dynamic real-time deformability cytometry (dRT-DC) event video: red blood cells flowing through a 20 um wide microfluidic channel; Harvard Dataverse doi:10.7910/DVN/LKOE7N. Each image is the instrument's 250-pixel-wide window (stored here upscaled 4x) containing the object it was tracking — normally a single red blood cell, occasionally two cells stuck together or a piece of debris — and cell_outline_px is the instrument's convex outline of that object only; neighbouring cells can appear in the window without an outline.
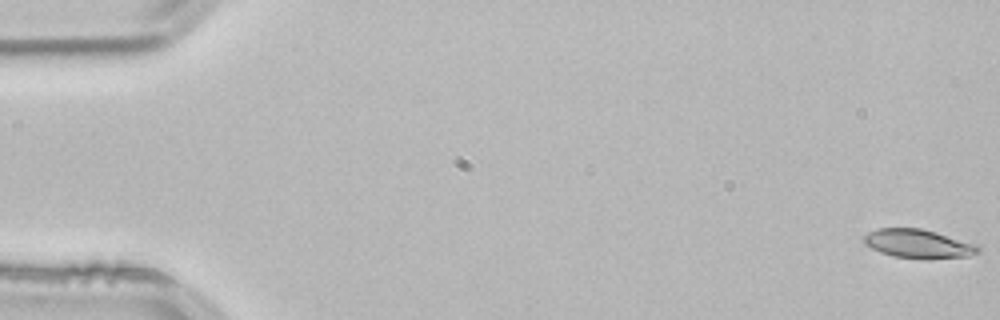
{"species": "common noctule bat (a hibernating species)", "species_latin": "Nyctalus noctula", "temperature_condition": "room temperature", "stored_images_in_passage": 54, "camera_frame_rate_fps": 3000, "um_per_image_px": 0.085, "animal": {"sex": "male", "body_mass_g": 21.5, "forearm_length_mm": 52.0}, "frame": {"image": 1, "passage_image": 1, "time_ms": 0.0, "image_size_px": [1000, 320], "cell_outline_px": [[980, 252], [968, 256], [892, 256], [880, 252], [864, 244], [864, 236], [868, 232], [876, 228], [920, 228], [936, 232], [980, 244]], "centroid_in_image_um": [78.05, 20.66], "position_along_channel_um": 7.0, "area_um2": 18.5}}
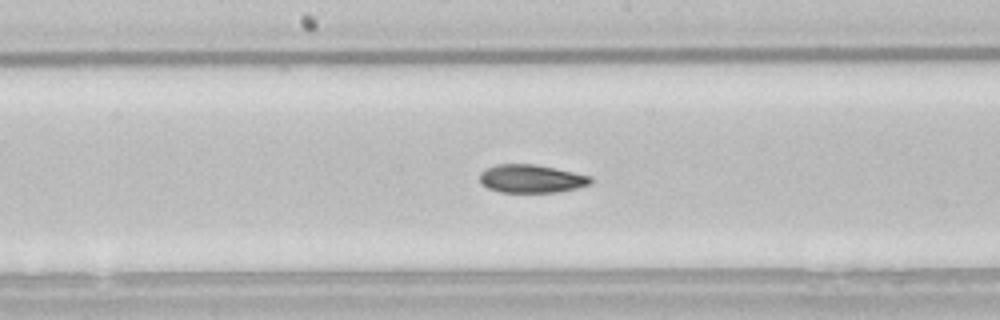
{"frame": {"image": 2, "passage_image": 28, "time_ms": 9.0, "image_size_px": [1000, 320], "cell_outline_px": [[592, 184], [576, 188], [556, 192], [500, 192], [488, 188], [480, 184], [480, 172], [496, 164], [536, 164], [556, 168], [592, 176]], "centroid_in_image_um": [45.17, 15.18], "position_along_channel_um": 203.0, "area_um2": 18.32}}
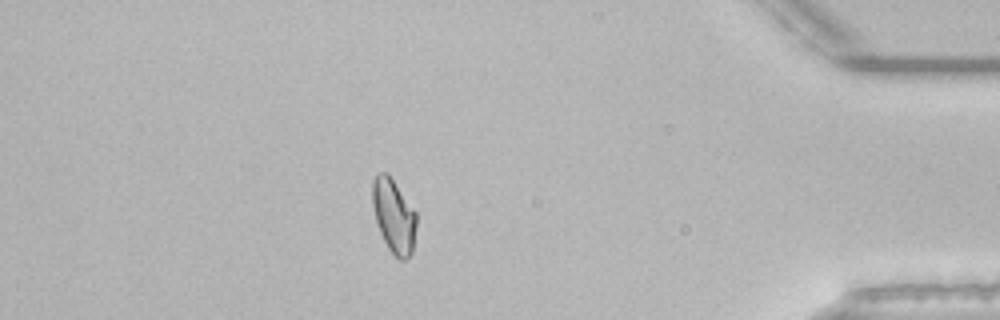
{"frame": {"image": 3, "passage_image": 47, "time_ms": 15.333, "image_size_px": [1000, 320], "cell_outline_px": [[416, 224], [412, 252], [404, 260], [400, 260], [388, 248], [380, 232], [376, 220], [372, 204], [372, 180], [376, 172], [388, 172], [416, 212]], "centroid_in_image_um": [33.45, 18.3], "position_along_channel_um": 401.7, "area_um2": 18.9}, "authors_computed_cell_mechanics": {"area_um2": 19.074, "velocity_mm_per_s": 3.8343, "shape_relaxation_time_tau1_ms": null, "shape_relaxation_time_tau2_ms": 7.6314, "deformation_change_tau1": null, "deformation_change_tau2": 0.1376}}